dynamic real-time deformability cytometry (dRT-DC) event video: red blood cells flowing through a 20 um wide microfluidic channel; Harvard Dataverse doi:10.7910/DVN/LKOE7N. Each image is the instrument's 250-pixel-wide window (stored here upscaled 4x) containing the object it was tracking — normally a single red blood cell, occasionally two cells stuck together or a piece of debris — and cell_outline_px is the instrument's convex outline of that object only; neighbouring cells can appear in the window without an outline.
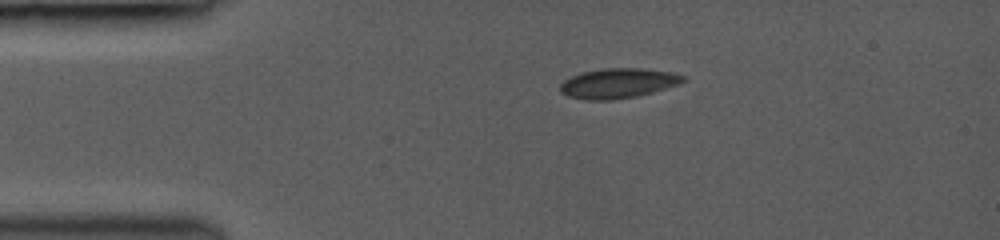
{"species": "common noctule bat (a hibernating species)", "species_latin": "Nyctalus noctula", "temperature_condition": "room temperature", "stored_images_in_passage": 26, "camera_frame_rate_fps": 3000, "um_per_image_px": 0.085, "animal": {"sex": "female", "body_mass_g": 19.0, "forearm_length_mm": 53.3}, "frame": {"image": 1, "passage_image": 2, "time_ms": 0.667, "image_size_px": [1000, 240], "cell_outline_px": [[688, 80], [680, 84], [652, 92], [636, 96], [612, 100], [584, 100], [568, 96], [560, 92], [560, 84], [564, 80], [572, 76], [584, 72], [604, 68], [644, 68], [672, 72], [684, 76]], "centroid_in_image_um": [52.56, 7.08], "position_along_channel_um": 32.4, "area_um2": 21.5}}
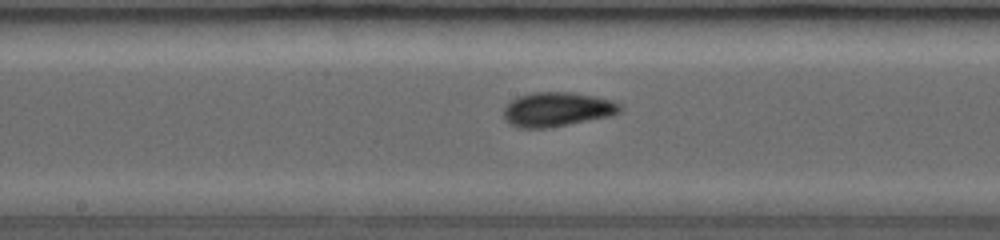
{"frame": {"image": 2, "passage_image": 12, "time_ms": 5.667, "image_size_px": [1000, 240], "cell_outline_px": [[624, 108], [620, 112], [612, 116], [548, 128], [520, 128], [508, 124], [504, 120], [504, 108], [512, 100], [520, 96], [532, 92], [572, 92], [596, 96], [612, 100], [620, 104]], "centroid_in_image_um": [47.38, 9.3], "position_along_channel_um": 200.8, "area_um2": 23.52}}
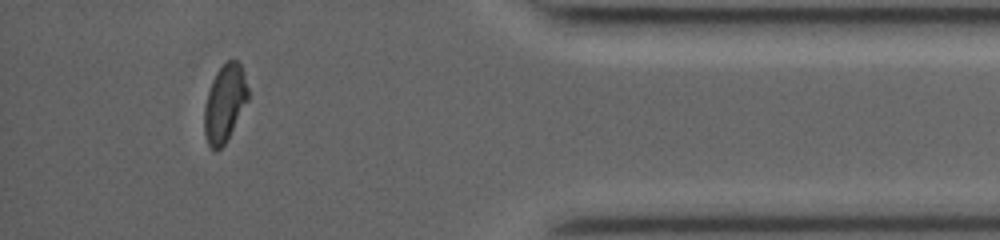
{"frame": {"image": 3, "passage_image": 23, "time_ms": 11.333, "image_size_px": [1000, 240], "cell_outline_px": [[248, 100], [224, 144], [216, 152], [208, 144], [204, 136], [204, 108], [208, 92], [212, 80], [216, 72], [228, 60], [236, 60], [240, 64], [244, 72], [248, 88]], "centroid_in_image_um": [19.09, 8.77], "position_along_channel_um": 416.1, "area_um2": 19.48}, "authors_computed_cell_mechanics": {"area_um2": 21.675, "velocity_mm_per_s": 4.2469, "shape_relaxation_time_tau1_ms": 4.3943, "shape_relaxation_time_tau2_ms": 0.9988, "deformation_change_tau1": 0.1136, "deformation_change_tau2": 0.0396}}